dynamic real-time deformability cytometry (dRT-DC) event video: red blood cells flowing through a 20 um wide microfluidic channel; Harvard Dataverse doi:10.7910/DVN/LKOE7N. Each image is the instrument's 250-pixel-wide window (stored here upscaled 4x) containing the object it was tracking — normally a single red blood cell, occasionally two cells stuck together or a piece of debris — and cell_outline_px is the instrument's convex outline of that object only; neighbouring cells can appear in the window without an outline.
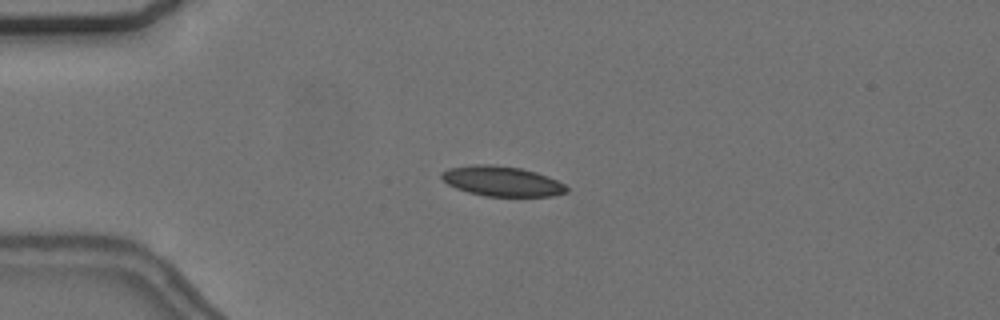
{"species": "common noctule bat (a hibernating species)", "species_latin": "Nyctalus noctula", "temperature_condition": "cold", "stored_images_in_passage": 57, "camera_frame_rate_fps": 3000, "um_per_image_px": 0.085, "animal": {"sex": "female", "body_mass_g": 24.6, "forearm_length_mm": 56.2}, "frame": {"image": 1, "passage_image": 14, "time_ms": 4.333, "image_size_px": [1000, 320], "cell_outline_px": [[568, 192], [552, 196], [484, 196], [468, 192], [456, 188], [448, 184], [440, 176], [440, 172], [448, 168], [476, 164], [492, 164], [520, 168], [536, 172], [548, 176], [564, 184], [568, 188]], "centroid_in_image_um": [42.65, 15.4], "position_along_channel_um": 42.3, "area_um2": 21.91}}
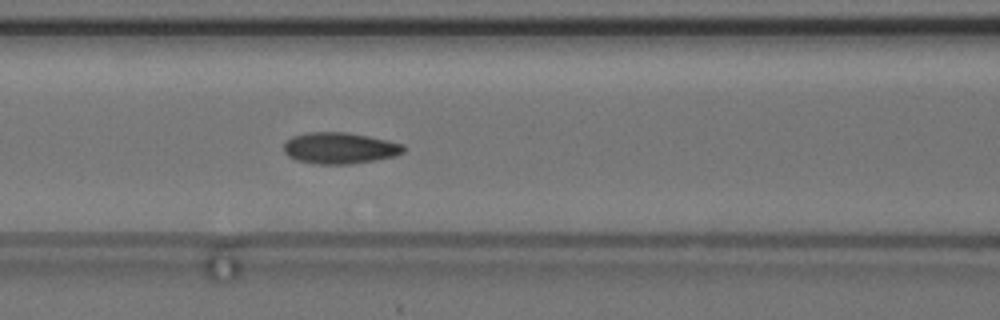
{"frame": {"image": 2, "passage_image": 24, "time_ms": 7.667, "image_size_px": [1000, 320], "cell_outline_px": [[404, 152], [396, 156], [352, 164], [316, 164], [296, 160], [288, 156], [284, 152], [284, 144], [292, 136], [308, 132], [348, 132], [388, 140], [404, 144]], "centroid_in_image_um": [28.88, 12.59], "position_along_channel_um": 137.7, "area_um2": 21.96}}
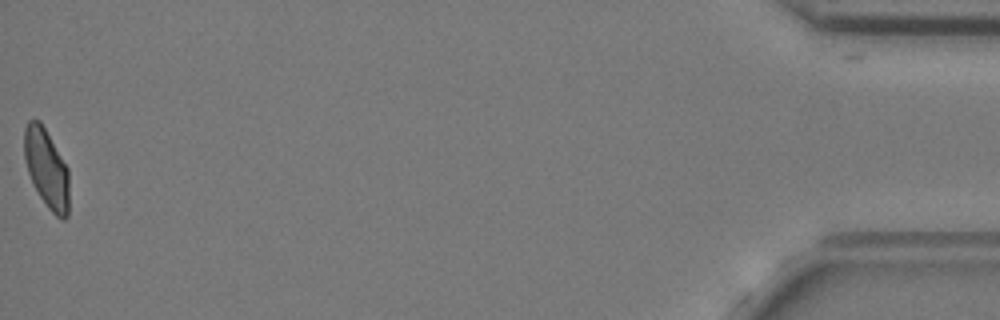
{"frame": {"image": 3, "passage_image": 56, "time_ms": 18.333, "image_size_px": [1000, 320], "cell_outline_px": [[68, 216], [64, 220], [60, 220], [48, 208], [32, 184], [24, 160], [24, 128], [28, 120], [40, 120], [68, 168]], "centroid_in_image_um": [3.94, 14.33], "position_along_channel_um": 431.3, "area_um2": 20.69}, "authors_computed_cell_mechanics": {"area_um2": 21.2126, "velocity_mm_per_s": 3.6786, "shape_relaxation_time_tau1_ms": 6.0876, "shape_relaxation_time_tau2_ms": 1.4606, "deformation_change_tau1": 0.1345, "deformation_change_tau2": 0.078}}